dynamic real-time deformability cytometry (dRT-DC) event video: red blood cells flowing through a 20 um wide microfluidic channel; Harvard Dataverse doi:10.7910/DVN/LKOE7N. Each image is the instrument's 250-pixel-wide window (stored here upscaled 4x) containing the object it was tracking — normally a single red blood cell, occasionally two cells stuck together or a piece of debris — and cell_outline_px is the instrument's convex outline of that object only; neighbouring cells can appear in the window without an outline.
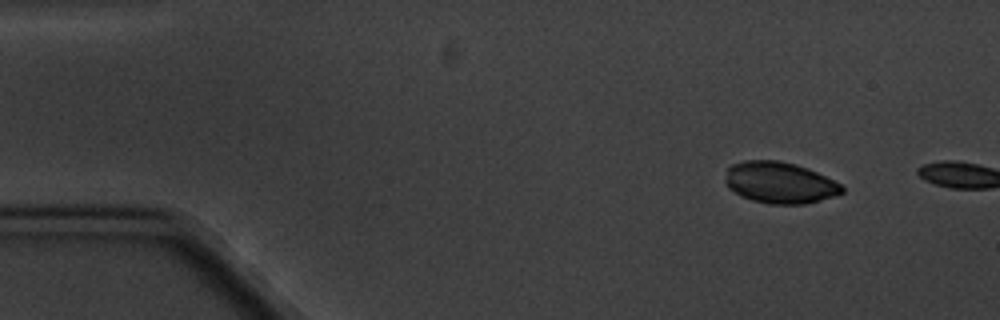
{"species": "common noctule bat (a hibernating species)", "species_latin": "Nyctalus noctula", "temperature_condition": "cold", "stored_images_in_passage": 2, "camera_frame_rate_fps": 3000, "um_per_image_px": 0.085, "animal": {"sex": "male", "body_mass_g": 20.1, "forearm_length_mm": 53.5}, "frame": {"image": 1, "passage_image": 1, "time_ms": 0.0, "image_size_px": [1000, 320], "cell_outline_px": [[844, 192], [832, 196], [804, 204], [768, 204], [752, 200], [740, 196], [728, 188], [724, 180], [728, 168], [732, 164], [744, 160], [776, 160], [796, 164], [808, 168], [840, 184], [844, 188]], "centroid_in_image_um": [66.22, 15.52], "position_along_channel_um": 18.8, "area_um2": 28.09}}